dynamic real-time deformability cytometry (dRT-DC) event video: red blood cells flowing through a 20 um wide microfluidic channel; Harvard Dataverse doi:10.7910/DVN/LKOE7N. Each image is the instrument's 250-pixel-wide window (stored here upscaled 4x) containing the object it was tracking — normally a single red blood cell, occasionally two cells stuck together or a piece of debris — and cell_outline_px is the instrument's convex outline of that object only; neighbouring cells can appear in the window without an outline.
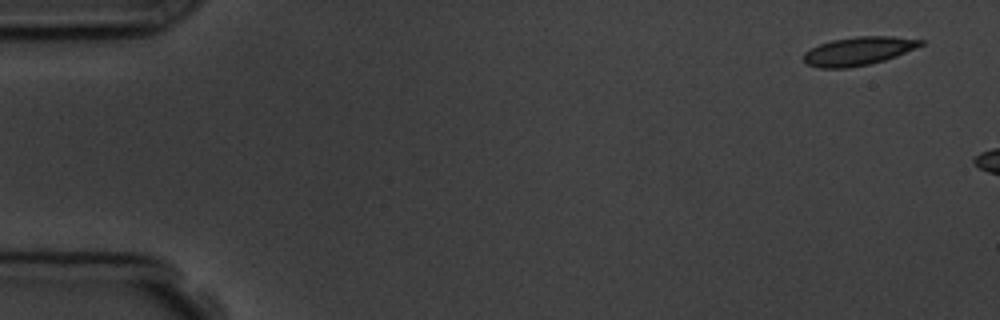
{"species": "common noctule bat (a hibernating species)", "species_latin": "Nyctalus noctula", "temperature_condition": "room temperature", "stored_images_in_passage": 2, "camera_frame_rate_fps": 3000, "um_per_image_px": 0.085, "animal": {"sex": "male", "body_mass_g": 19.5, "forearm_length_mm": 54.6}, "frame": {"image": 1, "passage_image": 1, "time_ms": 0.0, "image_size_px": [1000, 320], "cell_outline_px": [[924, 44], [896, 56], [884, 60], [868, 64], [848, 68], [820, 68], [804, 64], [804, 52], [820, 44], [832, 40], [856, 36], [892, 36], [924, 40]], "centroid_in_image_um": [72.94, 4.34], "position_along_channel_um": 12.1, "area_um2": 19.31}}